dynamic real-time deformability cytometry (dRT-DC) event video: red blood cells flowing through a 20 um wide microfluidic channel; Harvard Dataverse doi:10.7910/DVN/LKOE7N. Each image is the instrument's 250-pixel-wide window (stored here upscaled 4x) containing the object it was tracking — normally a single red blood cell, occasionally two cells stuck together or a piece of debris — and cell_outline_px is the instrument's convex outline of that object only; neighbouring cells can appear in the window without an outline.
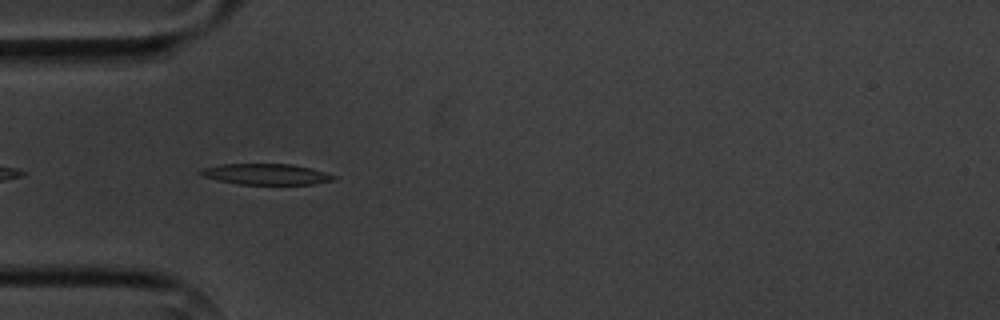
{"species": "common noctule bat (a hibernating species)", "species_latin": "Nyctalus noctula", "temperature_condition": "cold", "stored_images_in_passage": 4, "camera_frame_rate_fps": 3000, "um_per_image_px": 0.085, "animal": {"sex": "male", "body_mass_g": 20.1, "forearm_length_mm": 53.5}, "frame": {"image": 1, "passage_image": 4, "time_ms": 3.333, "image_size_px": [1000, 320], "cell_outline_px": [[336, 180], [312, 184], [240, 184], [220, 180], [204, 176], [196, 172], [204, 168], [220, 164], [292, 164], [312, 168], [336, 176]], "centroid_in_image_um": [22.65, 14.8], "position_along_channel_um": 62.3, "area_um2": 16.07}}